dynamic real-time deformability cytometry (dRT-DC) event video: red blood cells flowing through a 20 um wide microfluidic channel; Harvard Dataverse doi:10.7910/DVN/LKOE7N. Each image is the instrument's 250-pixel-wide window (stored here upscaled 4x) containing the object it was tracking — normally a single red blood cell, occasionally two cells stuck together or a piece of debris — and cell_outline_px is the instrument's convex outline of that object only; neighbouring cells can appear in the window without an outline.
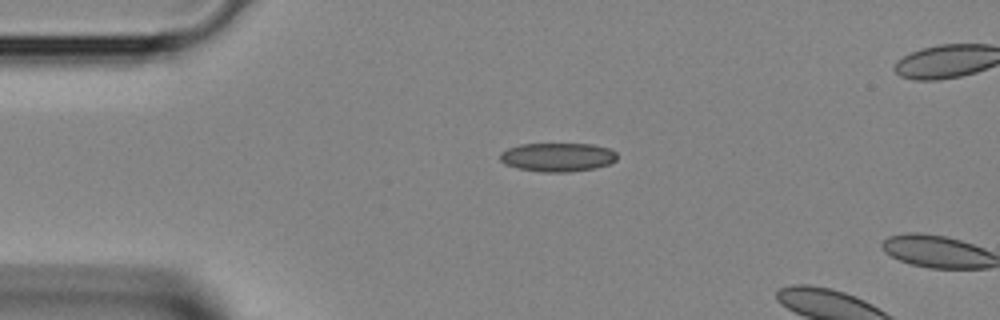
{"species": "Egyptian fruit bat (a non-hibernating species)", "species_latin": "Rousettus aegyptiacus", "temperature_condition": "room temperature", "stored_images_in_passage": 2, "camera_frame_rate_fps": 3000, "um_per_image_px": 0.085, "animal": {"sex": "female"}, "frame": {"image": 1, "passage_image": 1, "time_ms": 0.0, "image_size_px": [1000, 320], "cell_outline_px": [[616, 160], [608, 164], [596, 168], [568, 172], [540, 172], [516, 168], [504, 164], [500, 160], [500, 152], [508, 148], [520, 144], [592, 144], [608, 148], [616, 152]], "centroid_in_image_um": [47.36, 13.36], "position_along_channel_um": 37.6, "area_um2": 19.71}}